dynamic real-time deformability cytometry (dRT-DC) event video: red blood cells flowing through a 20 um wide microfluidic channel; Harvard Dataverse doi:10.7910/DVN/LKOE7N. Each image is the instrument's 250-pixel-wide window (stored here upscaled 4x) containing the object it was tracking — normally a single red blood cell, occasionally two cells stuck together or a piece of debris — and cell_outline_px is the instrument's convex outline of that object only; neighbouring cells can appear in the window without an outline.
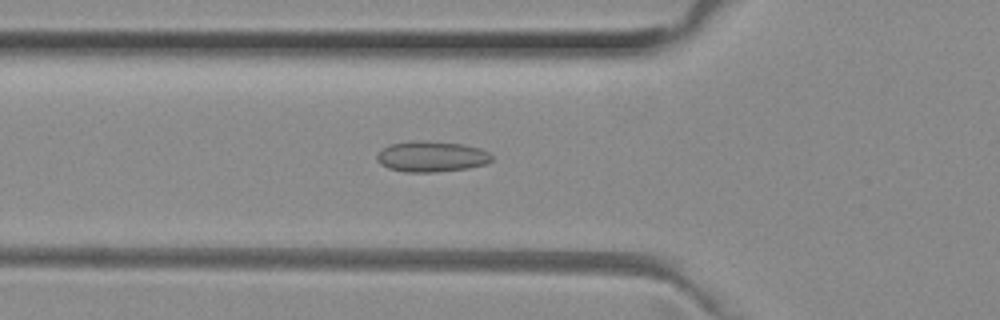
{"species": "common noctule bat (a hibernating species)", "species_latin": "Nyctalus noctula", "temperature_condition": "room temperature", "stored_images_in_passage": 51, "camera_frame_rate_fps": 3000, "um_per_image_px": 0.085, "animal": {"sex": "female", "body_mass_g": 29.2, "forearm_length_mm": 56.3}, "frame": {"image": 1, "passage_image": 18, "time_ms": 5.667, "image_size_px": [1000, 320], "cell_outline_px": [[492, 160], [484, 164], [468, 168], [436, 172], [404, 172], [388, 168], [380, 164], [376, 160], [376, 156], [384, 148], [392, 144], [412, 140], [428, 140], [464, 144], [480, 148], [488, 152], [492, 156]], "centroid_in_image_um": [36.67, 13.3], "position_along_channel_um": 89.1, "area_um2": 20.69}}
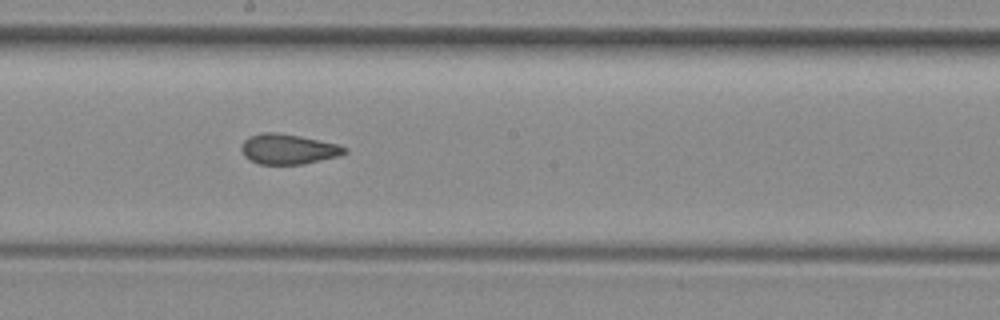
{"frame": {"image": 2, "passage_image": 28, "time_ms": 9.0, "image_size_px": [1000, 320], "cell_outline_px": [[348, 152], [340, 156], [304, 164], [260, 164], [244, 156], [240, 148], [244, 140], [248, 136], [260, 132], [280, 132], [340, 144], [348, 148]], "centroid_in_image_um": [24.53, 12.66], "position_along_channel_um": 223.7, "area_um2": 18.44}}
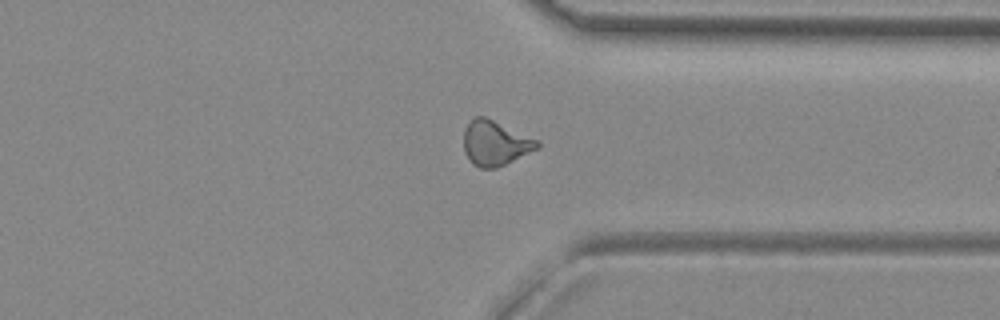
{"frame": {"image": 3, "passage_image": 39, "time_ms": 12.667, "image_size_px": [1000, 320], "cell_outline_px": [[540, 148], [496, 168], [480, 168], [472, 164], [464, 152], [464, 128], [476, 116], [484, 116], [540, 140]], "centroid_in_image_um": [42.11, 12.17], "position_along_channel_um": 369.3, "area_um2": 19.31}, "authors_computed_cell_mechanics": {"area_um2": 18.8428, "velocity_mm_per_s": 4.03, "shape_relaxation_time_tau1_ms": null, "shape_relaxation_time_tau2_ms": 1.6416, "deformation_change_tau1": null, "deformation_change_tau2": 0.0798}}